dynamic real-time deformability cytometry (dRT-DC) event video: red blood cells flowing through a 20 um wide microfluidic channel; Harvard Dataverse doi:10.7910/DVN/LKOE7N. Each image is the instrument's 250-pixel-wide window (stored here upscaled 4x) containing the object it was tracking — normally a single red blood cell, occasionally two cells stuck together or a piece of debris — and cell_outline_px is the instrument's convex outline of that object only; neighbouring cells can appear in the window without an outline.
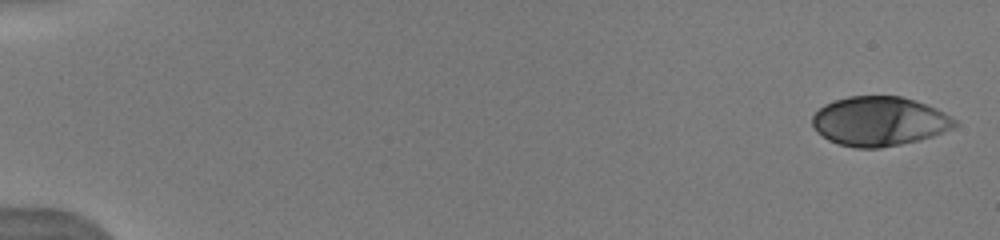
{"species": "human", "species_latin": "Homo sapiens", "temperature_condition": "warm", "stored_images_in_passage": 18, "camera_frame_rate_fps": 3000, "um_per_image_px": 0.085, "donor": {"sex": "male"}, "frame": {"image": 1, "passage_image": 1, "time_ms": 0.0, "image_size_px": [1000, 240], "cell_outline_px": [[960, 124], [956, 128], [920, 140], [880, 148], [856, 148], [840, 144], [828, 140], [816, 132], [812, 124], [812, 116], [824, 104], [848, 96], [900, 96], [936, 108], [944, 112], [956, 120]], "centroid_in_image_um": [74.75, 10.32], "position_along_channel_um": 10.3, "area_um2": 41.04}}
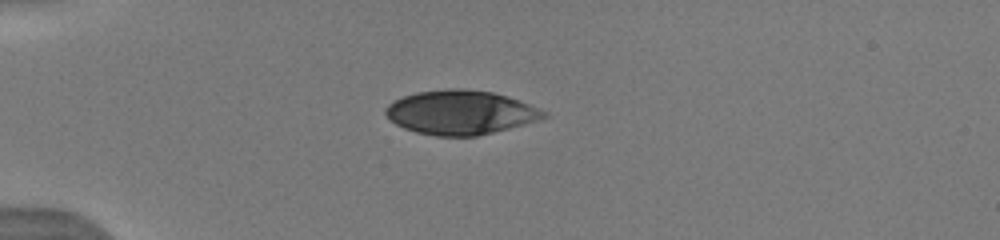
{"frame": {"image": 2, "passage_image": 12, "time_ms": 4.333, "image_size_px": [1000, 240], "cell_outline_px": [[548, 116], [540, 120], [476, 136], [436, 136], [416, 132], [404, 128], [396, 124], [384, 112], [384, 108], [388, 104], [404, 96], [416, 92], [448, 88], [460, 88], [492, 92], [508, 96], [520, 100], [548, 112]], "centroid_in_image_um": [39.16, 9.55], "position_along_channel_um": 45.8, "area_um2": 40.63}}
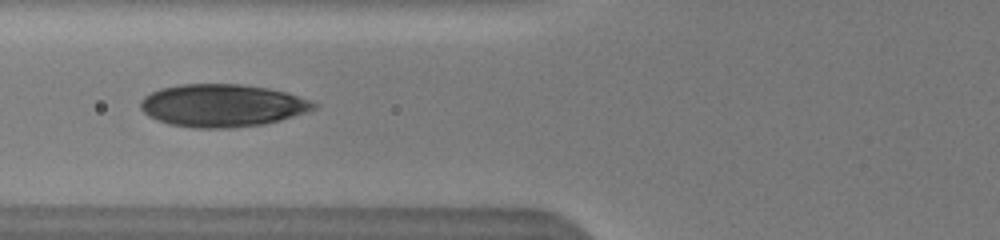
{"frame": {"image": 3, "passage_image": 17, "time_ms": 6.667, "image_size_px": [1000, 240], "cell_outline_px": [[316, 108], [308, 112], [280, 120], [264, 124], [224, 128], [192, 128], [168, 124], [148, 116], [140, 108], [140, 100], [144, 96], [160, 88], [180, 84], [240, 84], [268, 88], [288, 92], [312, 100], [316, 104]], "centroid_in_image_um": [18.9, 8.96], "position_along_channel_um": 106.9, "area_um2": 43.29}}